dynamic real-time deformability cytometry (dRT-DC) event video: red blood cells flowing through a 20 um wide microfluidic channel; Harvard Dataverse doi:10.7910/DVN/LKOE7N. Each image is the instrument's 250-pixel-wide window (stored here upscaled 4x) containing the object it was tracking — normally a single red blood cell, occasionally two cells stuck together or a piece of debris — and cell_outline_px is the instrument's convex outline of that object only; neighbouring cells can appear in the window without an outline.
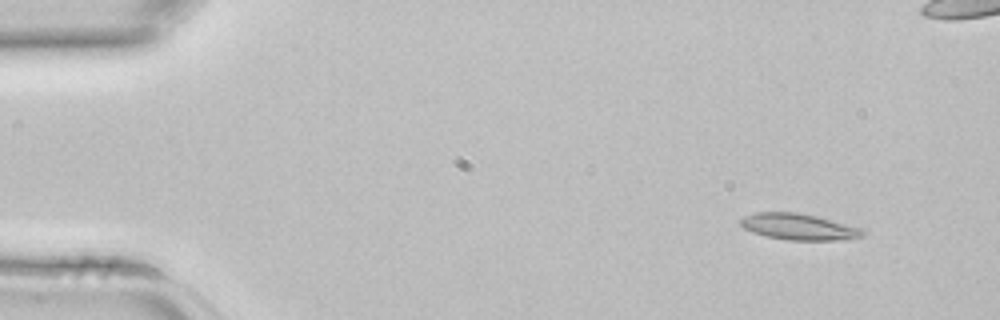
{"species": "common noctule bat (a hibernating species)", "species_latin": "Nyctalus noctula", "temperature_condition": "room temperature", "stored_images_in_passage": 4, "camera_frame_rate_fps": 3000, "um_per_image_px": 0.085, "animal": {"sex": "female", "body_mass_g": 22.7, "forearm_length_mm": 54.2}, "frame": {"image": 1, "passage_image": 1, "time_ms": 0.0, "image_size_px": [1000, 320], "cell_outline_px": [[864, 236], [852, 240], [788, 240], [768, 236], [752, 232], [744, 228], [740, 224], [740, 220], [744, 216], [756, 212], [800, 212], [820, 216], [860, 228], [864, 232]], "centroid_in_image_um": [67.93, 19.27], "position_along_channel_um": 17.1, "area_um2": 18.9}}